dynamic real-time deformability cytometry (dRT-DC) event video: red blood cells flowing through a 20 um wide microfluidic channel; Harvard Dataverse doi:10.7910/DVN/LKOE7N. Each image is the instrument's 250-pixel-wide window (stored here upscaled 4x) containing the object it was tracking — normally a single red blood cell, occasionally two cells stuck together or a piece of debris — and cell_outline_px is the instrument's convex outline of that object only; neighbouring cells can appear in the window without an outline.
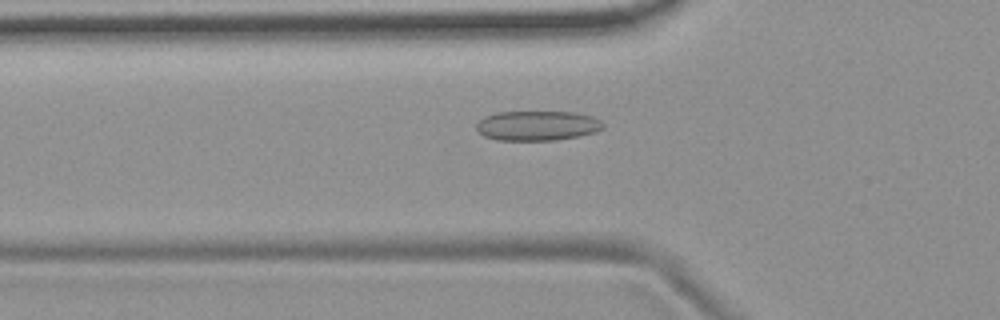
{"species": "common noctule bat (a hibernating species)", "species_latin": "Nyctalus noctula", "temperature_condition": "room temperature", "stored_images_in_passage": 40, "camera_frame_rate_fps": 3000, "um_per_image_px": 0.085, "animal": {"sex": "female", "body_mass_g": 19.9}, "frame": {"image": 1, "passage_image": 4, "time_ms": 1.0, "image_size_px": [1000, 320], "cell_outline_px": [[604, 128], [596, 132], [580, 136], [556, 140], [496, 140], [484, 136], [476, 128], [476, 124], [484, 116], [496, 112], [572, 112], [592, 116], [600, 120], [604, 124]], "centroid_in_image_um": [45.68, 10.68], "position_along_channel_um": 80.1, "area_um2": 22.08}}
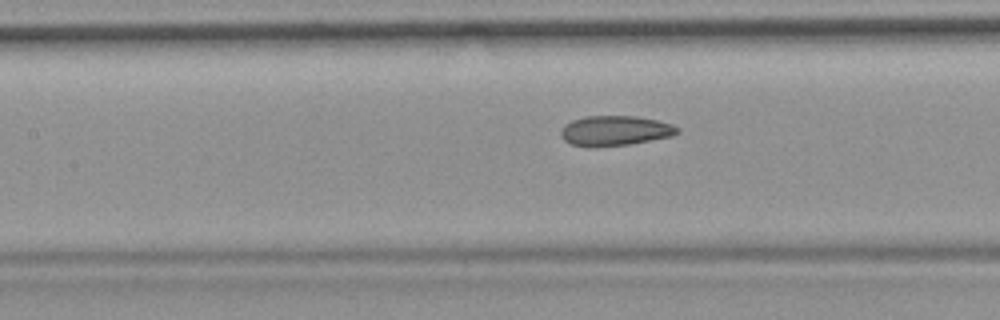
{"frame": {"image": 2, "passage_image": 10, "time_ms": 3.0, "image_size_px": [1000, 320], "cell_outline_px": [[680, 132], [672, 136], [628, 144], [592, 148], [572, 144], [564, 140], [560, 132], [564, 124], [572, 120], [584, 116], [636, 116], [656, 120], [672, 124], [680, 128]], "centroid_in_image_um": [52.26, 11.11], "position_along_channel_um": 155.1, "area_um2": 20.46}}
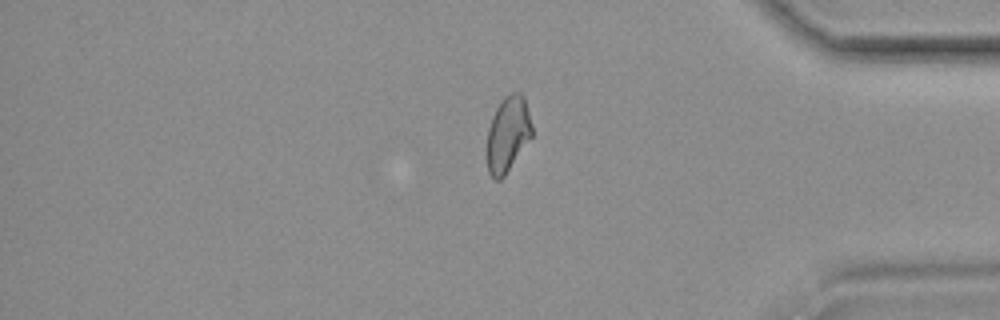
{"frame": {"image": 3, "passage_image": 31, "time_ms": 10.0, "image_size_px": [1000, 320], "cell_outline_px": [[532, 136], [504, 176], [500, 180], [496, 180], [488, 172], [488, 128], [492, 116], [496, 108], [504, 96], [512, 92], [520, 92], [524, 96], [532, 124]], "centroid_in_image_um": [43.18, 11.36], "position_along_channel_um": 392.0, "area_um2": 19.59}, "authors_computed_cell_mechanics": {"area_um2": 20.23, "velocity_mm_per_s": 3.7204, "shape_relaxation_time_tau1_ms": null, "shape_relaxation_time_tau2_ms": 2.0926, "deformation_change_tau1": null, "deformation_change_tau2": 0.0732}}